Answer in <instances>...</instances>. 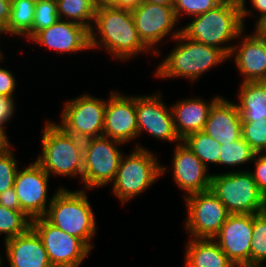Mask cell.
I'll list each match as a JSON object with an SVG mask.
<instances>
[{"mask_svg":"<svg viewBox=\"0 0 266 267\" xmlns=\"http://www.w3.org/2000/svg\"><path fill=\"white\" fill-rule=\"evenodd\" d=\"M89 33L91 52H106L116 64L135 62L143 55L155 56L140 40L131 10L111 5L97 7Z\"/></svg>","mask_w":266,"mask_h":267,"instance_id":"1","label":"cell"},{"mask_svg":"<svg viewBox=\"0 0 266 267\" xmlns=\"http://www.w3.org/2000/svg\"><path fill=\"white\" fill-rule=\"evenodd\" d=\"M170 44L173 47L169 53L164 55L163 51H159L154 57L161 60L156 63L154 72H151L157 80L165 82L184 79L195 85L207 72L229 62V56L223 50L188 39L182 33Z\"/></svg>","mask_w":266,"mask_h":267,"instance_id":"2","label":"cell"},{"mask_svg":"<svg viewBox=\"0 0 266 267\" xmlns=\"http://www.w3.org/2000/svg\"><path fill=\"white\" fill-rule=\"evenodd\" d=\"M40 134V152L31 157L52 178L74 180L80 185L83 175L84 140L65 132L52 119H44ZM53 175V176H52Z\"/></svg>","mask_w":266,"mask_h":267,"instance_id":"3","label":"cell"},{"mask_svg":"<svg viewBox=\"0 0 266 267\" xmlns=\"http://www.w3.org/2000/svg\"><path fill=\"white\" fill-rule=\"evenodd\" d=\"M183 22L181 33L186 38L219 48L228 56L245 29L239 0H223L215 8Z\"/></svg>","mask_w":266,"mask_h":267,"instance_id":"4","label":"cell"},{"mask_svg":"<svg viewBox=\"0 0 266 267\" xmlns=\"http://www.w3.org/2000/svg\"><path fill=\"white\" fill-rule=\"evenodd\" d=\"M83 189L60 188L54 195L44 218L53 226L81 239L92 251L98 225L94 205Z\"/></svg>","mask_w":266,"mask_h":267,"instance_id":"5","label":"cell"},{"mask_svg":"<svg viewBox=\"0 0 266 267\" xmlns=\"http://www.w3.org/2000/svg\"><path fill=\"white\" fill-rule=\"evenodd\" d=\"M124 153L116 177L110 185V193L121 204L129 205L131 200L142 197L161 179V160L157 150L132 147ZM112 187V188H111Z\"/></svg>","mask_w":266,"mask_h":267,"instance_id":"6","label":"cell"},{"mask_svg":"<svg viewBox=\"0 0 266 267\" xmlns=\"http://www.w3.org/2000/svg\"><path fill=\"white\" fill-rule=\"evenodd\" d=\"M210 189L230 214H256L266 210V197L248 170L212 173Z\"/></svg>","mask_w":266,"mask_h":267,"instance_id":"7","label":"cell"},{"mask_svg":"<svg viewBox=\"0 0 266 267\" xmlns=\"http://www.w3.org/2000/svg\"><path fill=\"white\" fill-rule=\"evenodd\" d=\"M124 145L105 136L84 140L82 185L79 189L93 191L109 187L125 153Z\"/></svg>","mask_w":266,"mask_h":267,"instance_id":"8","label":"cell"},{"mask_svg":"<svg viewBox=\"0 0 266 267\" xmlns=\"http://www.w3.org/2000/svg\"><path fill=\"white\" fill-rule=\"evenodd\" d=\"M106 97H98L87 91L65 99L58 114L59 121L57 119L54 122L68 134L82 140L100 137L103 134Z\"/></svg>","mask_w":266,"mask_h":267,"instance_id":"9","label":"cell"},{"mask_svg":"<svg viewBox=\"0 0 266 267\" xmlns=\"http://www.w3.org/2000/svg\"><path fill=\"white\" fill-rule=\"evenodd\" d=\"M131 12L140 40L155 56L181 33L173 6L143 2Z\"/></svg>","mask_w":266,"mask_h":267,"instance_id":"10","label":"cell"},{"mask_svg":"<svg viewBox=\"0 0 266 267\" xmlns=\"http://www.w3.org/2000/svg\"><path fill=\"white\" fill-rule=\"evenodd\" d=\"M30 160L28 164L20 165L13 187L19 199L21 211L32 220L44 217L55 193L66 186L60 183L61 185L55 188L53 194H50L52 178L34 159L30 158Z\"/></svg>","mask_w":266,"mask_h":267,"instance_id":"11","label":"cell"},{"mask_svg":"<svg viewBox=\"0 0 266 267\" xmlns=\"http://www.w3.org/2000/svg\"><path fill=\"white\" fill-rule=\"evenodd\" d=\"M136 94V120L138 127V139L147 135L162 144L175 145L182 140L174 127L171 105L164 100L163 91ZM164 143H163V142Z\"/></svg>","mask_w":266,"mask_h":267,"instance_id":"12","label":"cell"},{"mask_svg":"<svg viewBox=\"0 0 266 267\" xmlns=\"http://www.w3.org/2000/svg\"><path fill=\"white\" fill-rule=\"evenodd\" d=\"M183 199L185 218L184 233L190 238L213 239L230 213L211 189L190 194Z\"/></svg>","mask_w":266,"mask_h":267,"instance_id":"13","label":"cell"},{"mask_svg":"<svg viewBox=\"0 0 266 267\" xmlns=\"http://www.w3.org/2000/svg\"><path fill=\"white\" fill-rule=\"evenodd\" d=\"M53 267H82L93 252L81 239L53 226L44 217L31 220Z\"/></svg>","mask_w":266,"mask_h":267,"instance_id":"14","label":"cell"},{"mask_svg":"<svg viewBox=\"0 0 266 267\" xmlns=\"http://www.w3.org/2000/svg\"><path fill=\"white\" fill-rule=\"evenodd\" d=\"M170 165L161 162V177L170 176L173 183L182 191L184 198L190 194L210 189L212 172L182 141L171 146ZM170 171V172H169ZM169 173H171L169 175Z\"/></svg>","mask_w":266,"mask_h":267,"instance_id":"15","label":"cell"},{"mask_svg":"<svg viewBox=\"0 0 266 267\" xmlns=\"http://www.w3.org/2000/svg\"><path fill=\"white\" fill-rule=\"evenodd\" d=\"M123 93L120 89H111L108 93L102 136L117 140L125 146L133 144L130 147L151 149L146 147V143L144 146L142 141L137 140L136 94Z\"/></svg>","mask_w":266,"mask_h":267,"instance_id":"16","label":"cell"},{"mask_svg":"<svg viewBox=\"0 0 266 267\" xmlns=\"http://www.w3.org/2000/svg\"><path fill=\"white\" fill-rule=\"evenodd\" d=\"M37 49L45 48L52 51L56 57L71 56L91 51L89 30L77 23L58 20L48 28L37 32L28 42ZM58 54V55H57ZM60 55V56H59Z\"/></svg>","mask_w":266,"mask_h":267,"instance_id":"17","label":"cell"},{"mask_svg":"<svg viewBox=\"0 0 266 267\" xmlns=\"http://www.w3.org/2000/svg\"><path fill=\"white\" fill-rule=\"evenodd\" d=\"M247 29L238 35L229 62L233 61L240 82L266 81V40Z\"/></svg>","mask_w":266,"mask_h":267,"instance_id":"18","label":"cell"},{"mask_svg":"<svg viewBox=\"0 0 266 267\" xmlns=\"http://www.w3.org/2000/svg\"><path fill=\"white\" fill-rule=\"evenodd\" d=\"M252 232L253 214H230L213 239L235 266L250 264Z\"/></svg>","mask_w":266,"mask_h":267,"instance_id":"19","label":"cell"},{"mask_svg":"<svg viewBox=\"0 0 266 267\" xmlns=\"http://www.w3.org/2000/svg\"><path fill=\"white\" fill-rule=\"evenodd\" d=\"M2 245L0 251L4 267L6 264L8 267H53L40 237L31 227Z\"/></svg>","mask_w":266,"mask_h":267,"instance_id":"20","label":"cell"},{"mask_svg":"<svg viewBox=\"0 0 266 267\" xmlns=\"http://www.w3.org/2000/svg\"><path fill=\"white\" fill-rule=\"evenodd\" d=\"M221 95L217 93L208 99L204 96L193 95L187 98L185 96L170 104L174 127L181 140L191 133L204 130L210 109Z\"/></svg>","mask_w":266,"mask_h":267,"instance_id":"21","label":"cell"},{"mask_svg":"<svg viewBox=\"0 0 266 267\" xmlns=\"http://www.w3.org/2000/svg\"><path fill=\"white\" fill-rule=\"evenodd\" d=\"M221 95L210 109L204 132L221 145L242 138V118L235 100Z\"/></svg>","mask_w":266,"mask_h":267,"instance_id":"22","label":"cell"},{"mask_svg":"<svg viewBox=\"0 0 266 267\" xmlns=\"http://www.w3.org/2000/svg\"><path fill=\"white\" fill-rule=\"evenodd\" d=\"M183 267H236L214 239L187 238Z\"/></svg>","mask_w":266,"mask_h":267,"instance_id":"23","label":"cell"},{"mask_svg":"<svg viewBox=\"0 0 266 267\" xmlns=\"http://www.w3.org/2000/svg\"><path fill=\"white\" fill-rule=\"evenodd\" d=\"M235 103L242 121L266 118V81L238 82Z\"/></svg>","mask_w":266,"mask_h":267,"instance_id":"24","label":"cell"},{"mask_svg":"<svg viewBox=\"0 0 266 267\" xmlns=\"http://www.w3.org/2000/svg\"><path fill=\"white\" fill-rule=\"evenodd\" d=\"M36 0H14L11 3L10 18L7 27L0 33L4 41L16 38L23 42L32 38V24L35 15ZM9 36V38H7ZM18 37V38H17Z\"/></svg>","mask_w":266,"mask_h":267,"instance_id":"25","label":"cell"},{"mask_svg":"<svg viewBox=\"0 0 266 267\" xmlns=\"http://www.w3.org/2000/svg\"><path fill=\"white\" fill-rule=\"evenodd\" d=\"M219 155V168L222 172L246 171L253 162L257 152L243 139L222 144ZM244 165V166H243ZM230 167V169H229ZM226 168L228 170H226ZM244 168V169H243Z\"/></svg>","mask_w":266,"mask_h":267,"instance_id":"26","label":"cell"},{"mask_svg":"<svg viewBox=\"0 0 266 267\" xmlns=\"http://www.w3.org/2000/svg\"><path fill=\"white\" fill-rule=\"evenodd\" d=\"M182 142L202 161L211 171V167H217V174L222 171L219 169V155L221 144L207 135L204 131L194 132L187 135ZM220 171V172H219Z\"/></svg>","mask_w":266,"mask_h":267,"instance_id":"27","label":"cell"},{"mask_svg":"<svg viewBox=\"0 0 266 267\" xmlns=\"http://www.w3.org/2000/svg\"><path fill=\"white\" fill-rule=\"evenodd\" d=\"M58 17L86 27L93 25L96 6L93 0H57Z\"/></svg>","mask_w":266,"mask_h":267,"instance_id":"28","label":"cell"},{"mask_svg":"<svg viewBox=\"0 0 266 267\" xmlns=\"http://www.w3.org/2000/svg\"><path fill=\"white\" fill-rule=\"evenodd\" d=\"M30 227L31 219L21 210H12L0 205V238L2 242L24 234Z\"/></svg>","mask_w":266,"mask_h":267,"instance_id":"29","label":"cell"},{"mask_svg":"<svg viewBox=\"0 0 266 267\" xmlns=\"http://www.w3.org/2000/svg\"><path fill=\"white\" fill-rule=\"evenodd\" d=\"M250 264H266V210L253 214Z\"/></svg>","mask_w":266,"mask_h":267,"instance_id":"30","label":"cell"},{"mask_svg":"<svg viewBox=\"0 0 266 267\" xmlns=\"http://www.w3.org/2000/svg\"><path fill=\"white\" fill-rule=\"evenodd\" d=\"M223 0H174V11L180 24L185 18L189 19L194 16L203 14L216 6Z\"/></svg>","mask_w":266,"mask_h":267,"instance_id":"31","label":"cell"},{"mask_svg":"<svg viewBox=\"0 0 266 267\" xmlns=\"http://www.w3.org/2000/svg\"><path fill=\"white\" fill-rule=\"evenodd\" d=\"M58 20L60 19L58 17L57 0H36L32 37Z\"/></svg>","mask_w":266,"mask_h":267,"instance_id":"32","label":"cell"},{"mask_svg":"<svg viewBox=\"0 0 266 267\" xmlns=\"http://www.w3.org/2000/svg\"><path fill=\"white\" fill-rule=\"evenodd\" d=\"M17 148L14 145L10 150L0 155V193L6 189L13 187L15 177L19 169L20 160L16 159Z\"/></svg>","mask_w":266,"mask_h":267,"instance_id":"33","label":"cell"},{"mask_svg":"<svg viewBox=\"0 0 266 267\" xmlns=\"http://www.w3.org/2000/svg\"><path fill=\"white\" fill-rule=\"evenodd\" d=\"M242 138L259 153L266 145V118L255 121H242Z\"/></svg>","mask_w":266,"mask_h":267,"instance_id":"34","label":"cell"},{"mask_svg":"<svg viewBox=\"0 0 266 267\" xmlns=\"http://www.w3.org/2000/svg\"><path fill=\"white\" fill-rule=\"evenodd\" d=\"M6 56V57H5ZM6 53L0 56V95L5 96H15L16 90L20 86L17 80V77H15V72L11 69L6 68V66L3 67L5 64V60L7 59ZM3 63V65H2Z\"/></svg>","mask_w":266,"mask_h":267,"instance_id":"35","label":"cell"},{"mask_svg":"<svg viewBox=\"0 0 266 267\" xmlns=\"http://www.w3.org/2000/svg\"><path fill=\"white\" fill-rule=\"evenodd\" d=\"M239 1L241 5L242 22L245 28L249 25L248 23L249 18L254 17L252 19H255L256 21L260 16L266 13V0H239Z\"/></svg>","mask_w":266,"mask_h":267,"instance_id":"36","label":"cell"},{"mask_svg":"<svg viewBox=\"0 0 266 267\" xmlns=\"http://www.w3.org/2000/svg\"><path fill=\"white\" fill-rule=\"evenodd\" d=\"M16 96H5L0 95V125L8 129V125H11V120H13L18 115L17 114V101Z\"/></svg>","mask_w":266,"mask_h":267,"instance_id":"37","label":"cell"},{"mask_svg":"<svg viewBox=\"0 0 266 267\" xmlns=\"http://www.w3.org/2000/svg\"><path fill=\"white\" fill-rule=\"evenodd\" d=\"M250 166L252 168H248V171L252 174L260 192L266 197V158L257 153Z\"/></svg>","mask_w":266,"mask_h":267,"instance_id":"38","label":"cell"},{"mask_svg":"<svg viewBox=\"0 0 266 267\" xmlns=\"http://www.w3.org/2000/svg\"><path fill=\"white\" fill-rule=\"evenodd\" d=\"M0 205L12 210H21L14 187L8 188L0 193Z\"/></svg>","mask_w":266,"mask_h":267,"instance_id":"39","label":"cell"},{"mask_svg":"<svg viewBox=\"0 0 266 267\" xmlns=\"http://www.w3.org/2000/svg\"><path fill=\"white\" fill-rule=\"evenodd\" d=\"M11 12V2L0 0V33L7 27Z\"/></svg>","mask_w":266,"mask_h":267,"instance_id":"40","label":"cell"},{"mask_svg":"<svg viewBox=\"0 0 266 267\" xmlns=\"http://www.w3.org/2000/svg\"><path fill=\"white\" fill-rule=\"evenodd\" d=\"M253 30H251L257 37L266 40V13L260 16L254 24H252Z\"/></svg>","mask_w":266,"mask_h":267,"instance_id":"41","label":"cell"},{"mask_svg":"<svg viewBox=\"0 0 266 267\" xmlns=\"http://www.w3.org/2000/svg\"><path fill=\"white\" fill-rule=\"evenodd\" d=\"M143 2L144 0H115L111 6L132 10L139 7Z\"/></svg>","mask_w":266,"mask_h":267,"instance_id":"42","label":"cell"},{"mask_svg":"<svg viewBox=\"0 0 266 267\" xmlns=\"http://www.w3.org/2000/svg\"><path fill=\"white\" fill-rule=\"evenodd\" d=\"M14 143L16 142L12 143L9 134H0V155L10 150L14 146Z\"/></svg>","mask_w":266,"mask_h":267,"instance_id":"43","label":"cell"},{"mask_svg":"<svg viewBox=\"0 0 266 267\" xmlns=\"http://www.w3.org/2000/svg\"><path fill=\"white\" fill-rule=\"evenodd\" d=\"M144 2L152 3V4H161L165 6H173L174 0H144Z\"/></svg>","mask_w":266,"mask_h":267,"instance_id":"44","label":"cell"},{"mask_svg":"<svg viewBox=\"0 0 266 267\" xmlns=\"http://www.w3.org/2000/svg\"><path fill=\"white\" fill-rule=\"evenodd\" d=\"M115 0H93L96 7L110 6Z\"/></svg>","mask_w":266,"mask_h":267,"instance_id":"45","label":"cell"},{"mask_svg":"<svg viewBox=\"0 0 266 267\" xmlns=\"http://www.w3.org/2000/svg\"><path fill=\"white\" fill-rule=\"evenodd\" d=\"M236 267H266V264H243Z\"/></svg>","mask_w":266,"mask_h":267,"instance_id":"46","label":"cell"},{"mask_svg":"<svg viewBox=\"0 0 266 267\" xmlns=\"http://www.w3.org/2000/svg\"><path fill=\"white\" fill-rule=\"evenodd\" d=\"M2 42H3V45H5V42L2 40V37H1V34H0V56L3 55L6 51L5 48L6 47H2Z\"/></svg>","mask_w":266,"mask_h":267,"instance_id":"47","label":"cell"},{"mask_svg":"<svg viewBox=\"0 0 266 267\" xmlns=\"http://www.w3.org/2000/svg\"><path fill=\"white\" fill-rule=\"evenodd\" d=\"M258 154L266 158V145L263 147V149Z\"/></svg>","mask_w":266,"mask_h":267,"instance_id":"48","label":"cell"},{"mask_svg":"<svg viewBox=\"0 0 266 267\" xmlns=\"http://www.w3.org/2000/svg\"><path fill=\"white\" fill-rule=\"evenodd\" d=\"M8 130L0 125V134H8Z\"/></svg>","mask_w":266,"mask_h":267,"instance_id":"49","label":"cell"},{"mask_svg":"<svg viewBox=\"0 0 266 267\" xmlns=\"http://www.w3.org/2000/svg\"><path fill=\"white\" fill-rule=\"evenodd\" d=\"M0 267H3L2 266V254H1V251H0Z\"/></svg>","mask_w":266,"mask_h":267,"instance_id":"50","label":"cell"}]
</instances>
